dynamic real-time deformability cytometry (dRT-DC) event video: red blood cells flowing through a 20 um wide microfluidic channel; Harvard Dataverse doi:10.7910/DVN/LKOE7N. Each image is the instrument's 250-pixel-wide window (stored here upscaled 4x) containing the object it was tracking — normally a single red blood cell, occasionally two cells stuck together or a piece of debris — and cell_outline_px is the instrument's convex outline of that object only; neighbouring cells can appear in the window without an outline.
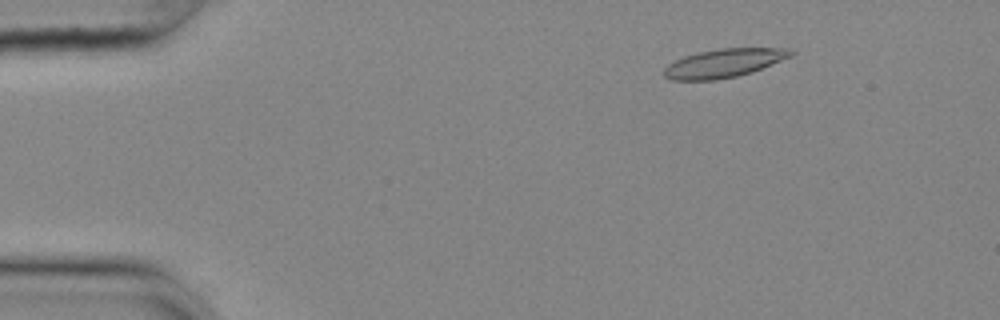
{"species": "common noctule bat (a hibernating species)", "species_latin": "Nyctalus noctula", "temperature_condition": "cold", "stored_images_in_passage": 56, "camera_frame_rate_fps": 3000, "um_per_image_px": 0.085, "animal": {"sex": "female", "body_mass_g": 25.1}, "frame": {"image": 1, "passage_image": 8, "time_ms": 2.333, "image_size_px": [1000, 320], "cell_outline_px": [[796, 52], [792, 56], [752, 72], [736, 76], [716, 80], [672, 80], [664, 76], [664, 68], [668, 64], [684, 56], [696, 52], [720, 48], [792, 48]], "centroid_in_image_um": [61.55, 5.36], "position_along_channel_um": 23.4, "area_um2": 21.21}}
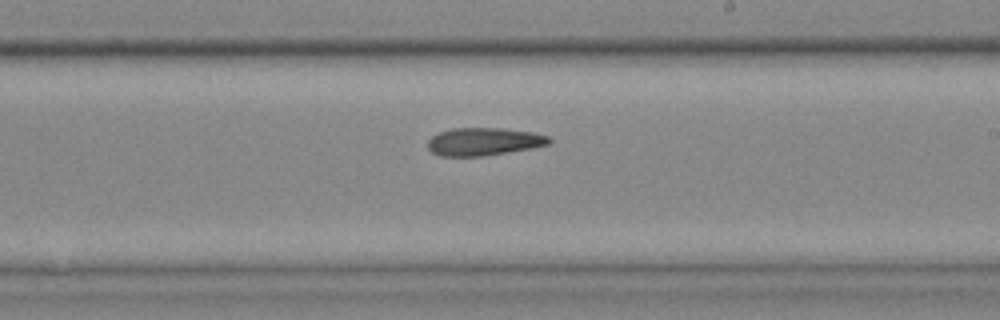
{"frame": {"image": 2, "passage_image": 33, "time_ms": 10.667, "image_size_px": [1000, 320], "cell_outline_px": [[552, 140], [548, 144], [532, 148], [480, 156], [440, 156], [432, 152], [428, 148], [428, 140], [432, 136], [440, 132], [452, 128], [500, 128], [532, 132], [548, 136]], "centroid_in_image_um": [41.1, 12.03], "position_along_channel_um": 247.9, "area_um2": 19.48}}
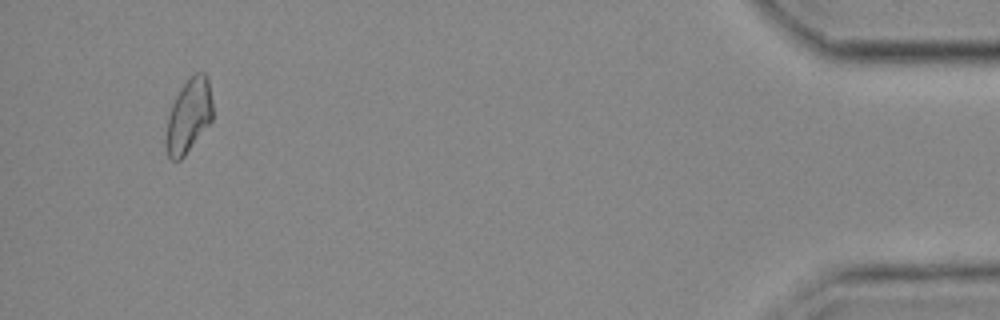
{"frame": {"image": 3, "passage_image": 53, "time_ms": 17.333, "image_size_px": [1000, 320], "cell_outline_px": [[212, 120], [184, 156], [180, 160], [172, 160], [168, 156], [164, 144], [164, 136], [168, 116], [172, 104], [176, 96], [184, 84], [196, 72], [204, 72], [208, 76], [212, 100]], "centroid_in_image_um": [16.02, 9.86], "position_along_channel_um": 419.2, "area_um2": 20.11}, "authors_computed_cell_mechanics": {"area_um2": 20.6057, "velocity_mm_per_s": 3.6419, "shape_relaxation_time_tau1_ms": null, "shape_relaxation_time_tau2_ms": 10.5144, "deformation_change_tau1": null, "deformation_change_tau2": 0.2145}}